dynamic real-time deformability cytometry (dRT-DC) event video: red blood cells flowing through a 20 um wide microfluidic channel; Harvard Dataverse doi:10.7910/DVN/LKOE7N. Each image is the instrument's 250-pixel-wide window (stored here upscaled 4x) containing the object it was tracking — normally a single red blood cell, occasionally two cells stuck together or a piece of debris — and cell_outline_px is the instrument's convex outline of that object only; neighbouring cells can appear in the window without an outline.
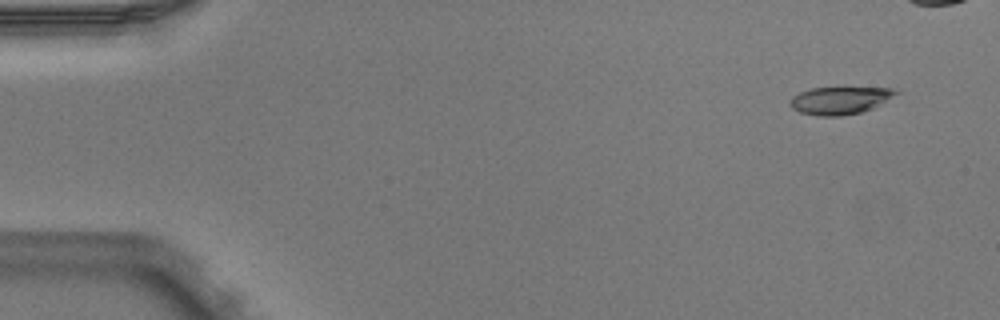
{"species": "Egyptian fruit bat (a non-hibernating species)", "species_latin": "Rousettus aegyptiacus", "temperature_condition": "warm", "stored_images_in_passage": 6, "camera_frame_rate_fps": 3000, "um_per_image_px": 0.085, "animal": {"sex": "male"}, "frame": {"image": 1, "passage_image": 1, "time_ms": 0.0, "image_size_px": [1000, 320], "cell_outline_px": [[900, 92], [872, 108], [860, 112], [840, 116], [820, 116], [800, 112], [792, 108], [792, 96], [800, 92], [812, 88], [892, 88]], "centroid_in_image_um": [71.38, 8.53], "position_along_channel_um": 13.6, "area_um2": 16.53}}
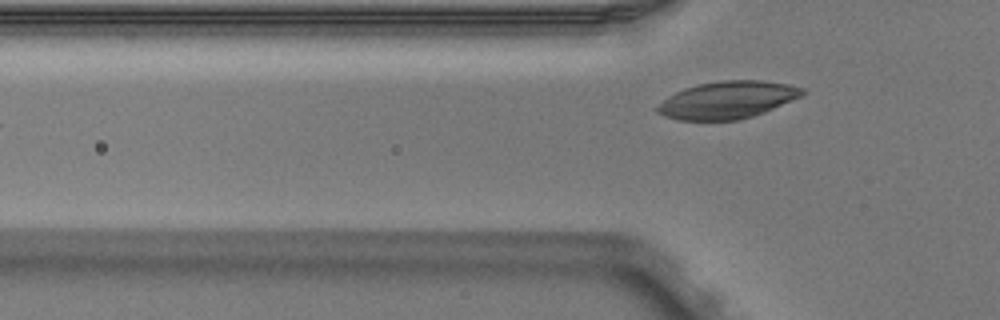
{"frame": {"image": 2, "passage_image": 6, "time_ms": 1.667, "image_size_px": [1000, 320], "cell_outline_px": [[808, 92], [800, 96], [764, 112], [740, 120], [676, 120], [664, 116], [656, 112], [656, 108], [668, 96], [684, 88], [700, 84], [724, 80], [760, 80], [784, 84], [804, 88]], "centroid_in_image_um": [61.81, 8.5], "position_along_channel_um": 64.0, "area_um2": 31.21}}